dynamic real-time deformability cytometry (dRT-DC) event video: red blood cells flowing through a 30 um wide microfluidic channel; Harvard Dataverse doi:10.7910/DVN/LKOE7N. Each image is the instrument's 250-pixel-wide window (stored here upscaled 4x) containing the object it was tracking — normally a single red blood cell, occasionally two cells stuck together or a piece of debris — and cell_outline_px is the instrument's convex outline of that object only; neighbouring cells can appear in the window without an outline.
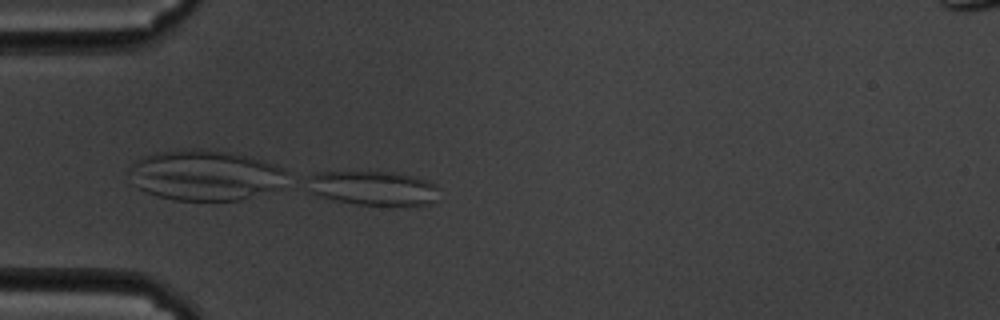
{"species": "common noctule bat (a hibernating species)", "species_latin": "Nyctalus noctula", "temperature_condition": "cold", "stored_images_in_passage": 3, "camera_frame_rate_fps": 3000, "um_per_image_px": 0.085, "animal": {"sex": "male", "body_mass_g": 19.5, "forearm_length_mm": 54.6}, "frame": {"image": 1, "passage_image": 3, "time_ms": 0.667, "image_size_px": [1000, 320], "cell_outline_px": [[440, 188], [436, 200], [428, 204], [356, 204], [336, 200], [320, 196], [312, 192], [304, 176], [316, 172], [392, 172], [424, 180]], "centroid_in_image_um": [31.65, 15.97], "position_along_channel_um": 53.4, "area_um2": 25.84}}